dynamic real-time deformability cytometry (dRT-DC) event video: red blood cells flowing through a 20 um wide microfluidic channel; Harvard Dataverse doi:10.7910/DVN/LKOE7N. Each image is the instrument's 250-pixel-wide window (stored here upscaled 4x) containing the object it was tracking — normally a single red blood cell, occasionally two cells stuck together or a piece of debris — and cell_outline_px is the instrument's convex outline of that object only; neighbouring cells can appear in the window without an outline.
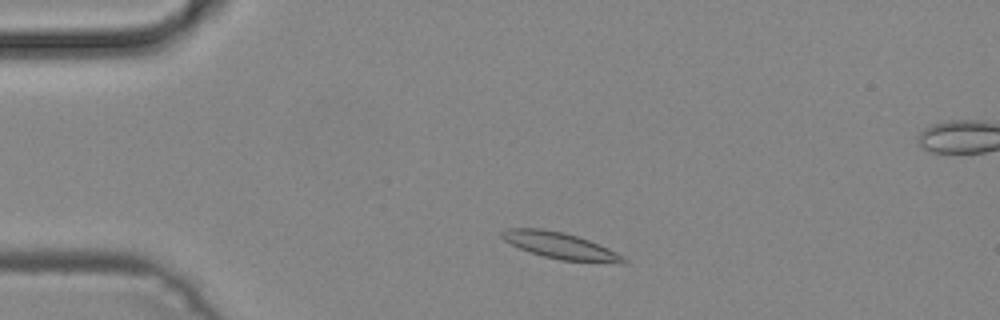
{"species": "common noctule bat (a hibernating species)", "species_latin": "Nyctalus noctula", "temperature_condition": "cold", "stored_images_in_passage": 45, "segment_of_instrument_passage": [1, 2], "camera_frame_rate_fps": 3000, "um_per_image_px": 0.085, "animal": {"sex": "male", "body_mass_g": 19.2, "forearm_length_mm": 51.8}, "frame": {"image": 1, "passage_image": 5, "time_ms": 1.333, "image_size_px": [1000, 320], "cell_outline_px": [[628, 264], [624, 264], [560, 260], [544, 256], [520, 248], [504, 240], [500, 236], [500, 232], [508, 228], [540, 228], [564, 232], [600, 244], [624, 256], [628, 260]], "centroid_in_image_um": [47.68, 20.89], "position_along_channel_um": 37.3, "area_um2": 18.79}}
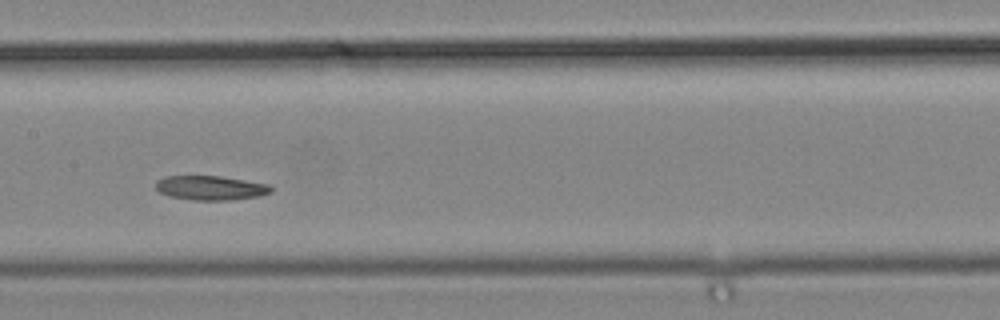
{"frame": {"image": 2, "passage_image": 19, "time_ms": 6.0, "image_size_px": [1000, 320], "cell_outline_px": [[272, 192], [260, 196], [232, 200], [192, 200], [168, 196], [160, 192], [156, 188], [156, 180], [164, 176], [220, 176], [268, 184], [272, 188]], "centroid_in_image_um": [17.89, 15.97], "position_along_channel_um": 189.5, "area_um2": 16.42}}
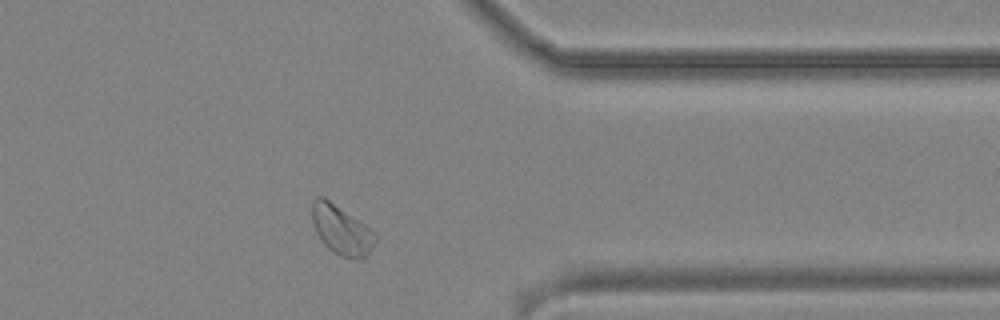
{"frame": {"image": 3, "passage_image": 34, "time_ms": 11.0, "image_size_px": [1000, 320], "cell_outline_px": [[376, 240], [368, 252], [364, 256], [340, 256], [328, 248], [320, 240], [316, 232], [312, 220], [312, 200], [316, 196], [324, 196], [376, 232]], "centroid_in_image_um": [28.97, 19.48], "position_along_channel_um": 382.4, "area_um2": 17.8}}